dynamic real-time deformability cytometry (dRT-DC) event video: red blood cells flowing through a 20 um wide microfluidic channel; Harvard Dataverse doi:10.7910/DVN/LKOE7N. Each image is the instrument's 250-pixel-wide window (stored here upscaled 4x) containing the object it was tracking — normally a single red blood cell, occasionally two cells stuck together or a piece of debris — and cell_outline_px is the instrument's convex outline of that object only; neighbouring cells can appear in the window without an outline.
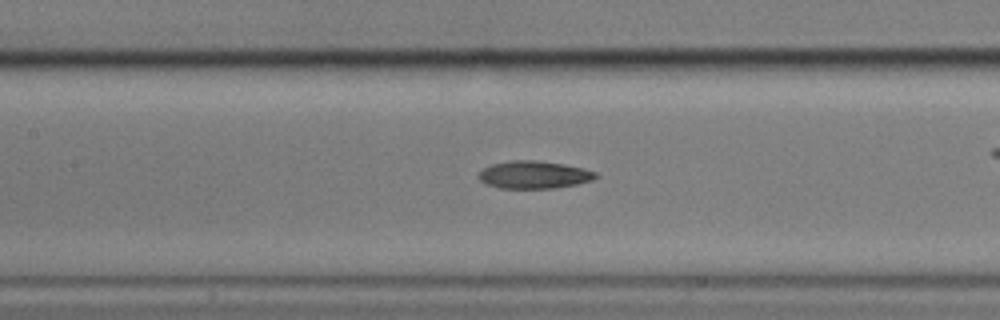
{"species": "common noctule bat (a hibernating species)", "species_latin": "Nyctalus noctula", "temperature_condition": "cold", "stored_images_in_passage": 37, "camera_frame_rate_fps": 3000, "um_per_image_px": 0.085, "animal": {"sex": "male", "body_mass_g": 17.9}, "frame": {"image": 1, "passage_image": 25, "time_ms": 8.0, "image_size_px": [1000, 320], "cell_outline_px": [[600, 176], [592, 180], [576, 184], [556, 188], [500, 188], [484, 184], [476, 176], [484, 168], [492, 164], [512, 160], [532, 160], [564, 164], [584, 168], [596, 172]], "centroid_in_image_um": [45.39, 14.86], "position_along_channel_um": 162.0, "area_um2": 18.9}}